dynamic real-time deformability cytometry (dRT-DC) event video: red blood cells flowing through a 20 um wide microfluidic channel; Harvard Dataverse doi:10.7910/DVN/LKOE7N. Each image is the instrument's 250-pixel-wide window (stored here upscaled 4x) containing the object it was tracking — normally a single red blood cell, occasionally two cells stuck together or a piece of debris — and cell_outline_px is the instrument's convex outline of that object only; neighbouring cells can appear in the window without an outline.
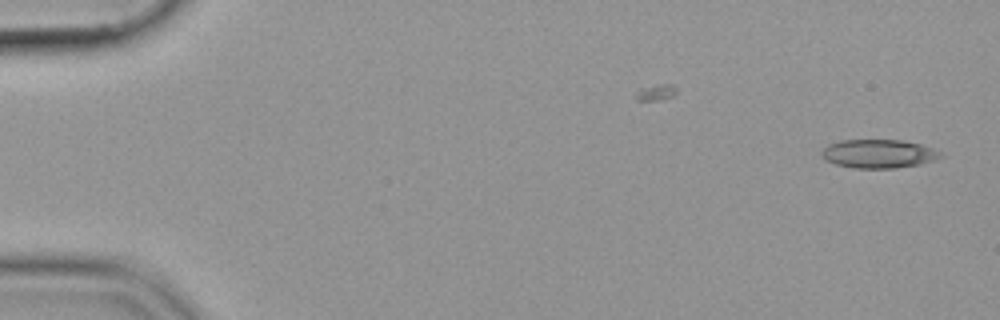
{"species": "common noctule bat (a hibernating species)", "species_latin": "Nyctalus noctula", "temperature_condition": "cold", "stored_images_in_passage": 48, "camera_frame_rate_fps": 3000, "um_per_image_px": 0.085, "animal": {"sex": "female", "body_mass_g": 19.9}, "frame": {"image": 1, "passage_image": 1, "time_ms": 0.0, "image_size_px": [1000, 320], "cell_outline_px": [[944, 156], [936, 160], [920, 164], [896, 168], [852, 168], [836, 164], [824, 160], [820, 152], [828, 144], [840, 140], [900, 140], [920, 144], [944, 152]], "centroid_in_image_um": [74.7, 13.07], "position_along_channel_um": 10.3, "area_um2": 20.06}}
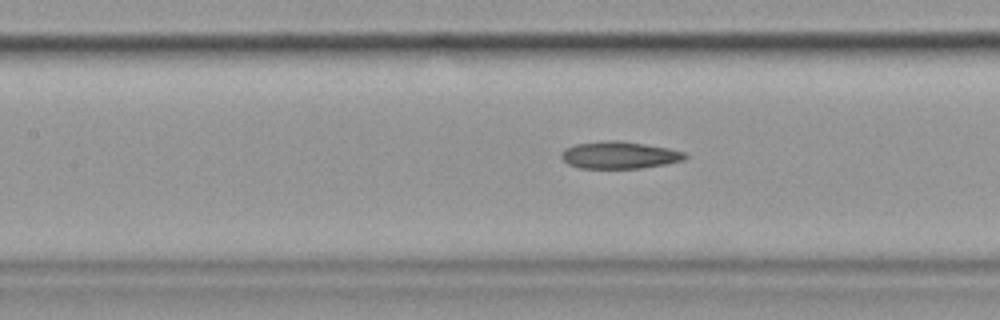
{"frame": {"image": 2, "passage_image": 24, "time_ms": 7.667, "image_size_px": [1000, 320], "cell_outline_px": [[688, 156], [684, 160], [668, 164], [640, 168], [580, 168], [568, 164], [560, 156], [560, 152], [564, 148], [576, 144], [604, 140], [620, 140], [668, 148], [684, 152]], "centroid_in_image_um": [52.63, 13.18], "position_along_channel_um": 154.8, "area_um2": 19.71}}
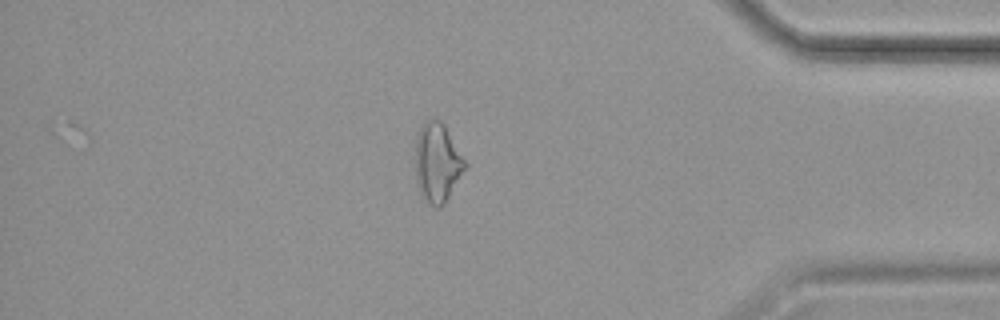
{"frame": {"image": 3, "passage_image": 46, "time_ms": 15.0, "image_size_px": [1000, 320], "cell_outline_px": [[468, 164], [444, 204], [440, 208], [436, 208], [428, 204], [420, 192], [416, 180], [416, 136], [420, 124], [424, 120], [432, 116], [440, 120], [444, 124]], "centroid_in_image_um": [37.16, 13.78], "position_along_channel_um": 398.0, "area_um2": 23.18}}